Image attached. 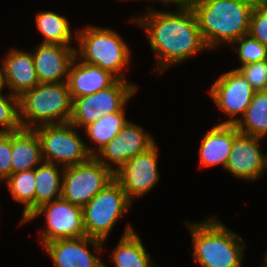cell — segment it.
<instances>
[{
	"mask_svg": "<svg viewBox=\"0 0 267 267\" xmlns=\"http://www.w3.org/2000/svg\"><path fill=\"white\" fill-rule=\"evenodd\" d=\"M4 86L20 97L39 84L32 52L12 49L2 58Z\"/></svg>",
	"mask_w": 267,
	"mask_h": 267,
	"instance_id": "e0dca14e",
	"label": "cell"
},
{
	"mask_svg": "<svg viewBox=\"0 0 267 267\" xmlns=\"http://www.w3.org/2000/svg\"><path fill=\"white\" fill-rule=\"evenodd\" d=\"M125 110L102 116L96 122L86 126L84 131L88 138L97 145L96 154L109 143L129 121Z\"/></svg>",
	"mask_w": 267,
	"mask_h": 267,
	"instance_id": "484cf974",
	"label": "cell"
},
{
	"mask_svg": "<svg viewBox=\"0 0 267 267\" xmlns=\"http://www.w3.org/2000/svg\"><path fill=\"white\" fill-rule=\"evenodd\" d=\"M248 34L267 45V13L257 3L251 12Z\"/></svg>",
	"mask_w": 267,
	"mask_h": 267,
	"instance_id": "f546056e",
	"label": "cell"
},
{
	"mask_svg": "<svg viewBox=\"0 0 267 267\" xmlns=\"http://www.w3.org/2000/svg\"><path fill=\"white\" fill-rule=\"evenodd\" d=\"M138 87L127 80L118 79L112 86L91 95L75 98L70 123L85 128L106 116L125 109V105L137 92Z\"/></svg>",
	"mask_w": 267,
	"mask_h": 267,
	"instance_id": "ba28073f",
	"label": "cell"
},
{
	"mask_svg": "<svg viewBox=\"0 0 267 267\" xmlns=\"http://www.w3.org/2000/svg\"><path fill=\"white\" fill-rule=\"evenodd\" d=\"M193 241V257L201 267H242L245 243L217 218L186 222Z\"/></svg>",
	"mask_w": 267,
	"mask_h": 267,
	"instance_id": "3957f363",
	"label": "cell"
},
{
	"mask_svg": "<svg viewBox=\"0 0 267 267\" xmlns=\"http://www.w3.org/2000/svg\"><path fill=\"white\" fill-rule=\"evenodd\" d=\"M157 155V146L154 143L114 172V179L121 185L131 202L139 196H144L157 184L160 178Z\"/></svg>",
	"mask_w": 267,
	"mask_h": 267,
	"instance_id": "7c38bea8",
	"label": "cell"
},
{
	"mask_svg": "<svg viewBox=\"0 0 267 267\" xmlns=\"http://www.w3.org/2000/svg\"><path fill=\"white\" fill-rule=\"evenodd\" d=\"M12 173L35 169L43 162L39 136L34 129L11 132Z\"/></svg>",
	"mask_w": 267,
	"mask_h": 267,
	"instance_id": "ffe728a7",
	"label": "cell"
},
{
	"mask_svg": "<svg viewBox=\"0 0 267 267\" xmlns=\"http://www.w3.org/2000/svg\"><path fill=\"white\" fill-rule=\"evenodd\" d=\"M154 143V139L146 131H143L141 126L128 121L119 134L107 143L95 157L115 172L131 158L146 151ZM112 163L116 166L113 167Z\"/></svg>",
	"mask_w": 267,
	"mask_h": 267,
	"instance_id": "4fadbf2b",
	"label": "cell"
},
{
	"mask_svg": "<svg viewBox=\"0 0 267 267\" xmlns=\"http://www.w3.org/2000/svg\"><path fill=\"white\" fill-rule=\"evenodd\" d=\"M57 166L43 161L35 168V210L62 197L63 169Z\"/></svg>",
	"mask_w": 267,
	"mask_h": 267,
	"instance_id": "7402d4cb",
	"label": "cell"
},
{
	"mask_svg": "<svg viewBox=\"0 0 267 267\" xmlns=\"http://www.w3.org/2000/svg\"><path fill=\"white\" fill-rule=\"evenodd\" d=\"M70 122L41 125L34 130L39 136L44 162L74 166L96 155V149L89 147ZM92 148V149H91Z\"/></svg>",
	"mask_w": 267,
	"mask_h": 267,
	"instance_id": "8992f818",
	"label": "cell"
},
{
	"mask_svg": "<svg viewBox=\"0 0 267 267\" xmlns=\"http://www.w3.org/2000/svg\"><path fill=\"white\" fill-rule=\"evenodd\" d=\"M103 241L84 236L73 239H58L43 246L54 267H107L87 246L92 245L96 253L103 249Z\"/></svg>",
	"mask_w": 267,
	"mask_h": 267,
	"instance_id": "9a60e30c",
	"label": "cell"
},
{
	"mask_svg": "<svg viewBox=\"0 0 267 267\" xmlns=\"http://www.w3.org/2000/svg\"><path fill=\"white\" fill-rule=\"evenodd\" d=\"M238 131L252 136H267V91H256L243 117L235 124Z\"/></svg>",
	"mask_w": 267,
	"mask_h": 267,
	"instance_id": "603a6c76",
	"label": "cell"
},
{
	"mask_svg": "<svg viewBox=\"0 0 267 267\" xmlns=\"http://www.w3.org/2000/svg\"><path fill=\"white\" fill-rule=\"evenodd\" d=\"M72 104L66 82L39 83L19 97L21 127L34 129L46 124L70 122Z\"/></svg>",
	"mask_w": 267,
	"mask_h": 267,
	"instance_id": "277c9868",
	"label": "cell"
},
{
	"mask_svg": "<svg viewBox=\"0 0 267 267\" xmlns=\"http://www.w3.org/2000/svg\"><path fill=\"white\" fill-rule=\"evenodd\" d=\"M237 69L255 91H267V60L249 63Z\"/></svg>",
	"mask_w": 267,
	"mask_h": 267,
	"instance_id": "f1b7e54d",
	"label": "cell"
},
{
	"mask_svg": "<svg viewBox=\"0 0 267 267\" xmlns=\"http://www.w3.org/2000/svg\"><path fill=\"white\" fill-rule=\"evenodd\" d=\"M257 0H199L194 8L199 29L209 50L232 44L248 34Z\"/></svg>",
	"mask_w": 267,
	"mask_h": 267,
	"instance_id": "7a4b0ae2",
	"label": "cell"
},
{
	"mask_svg": "<svg viewBox=\"0 0 267 267\" xmlns=\"http://www.w3.org/2000/svg\"><path fill=\"white\" fill-rule=\"evenodd\" d=\"M75 56L67 75V86L72 101L75 98L91 95L100 90L112 86L118 78L99 66L85 63L81 60L77 63Z\"/></svg>",
	"mask_w": 267,
	"mask_h": 267,
	"instance_id": "ac0fdd59",
	"label": "cell"
},
{
	"mask_svg": "<svg viewBox=\"0 0 267 267\" xmlns=\"http://www.w3.org/2000/svg\"><path fill=\"white\" fill-rule=\"evenodd\" d=\"M131 21L144 28L150 48L157 59L158 74L171 65L182 63L195 54L209 50L201 35L194 10L174 12L149 8L144 17Z\"/></svg>",
	"mask_w": 267,
	"mask_h": 267,
	"instance_id": "6da1fadb",
	"label": "cell"
},
{
	"mask_svg": "<svg viewBox=\"0 0 267 267\" xmlns=\"http://www.w3.org/2000/svg\"><path fill=\"white\" fill-rule=\"evenodd\" d=\"M45 215L47 227L39 233L44 245L58 239H73L86 236L82 207L64 200L62 197L37 208L24 222Z\"/></svg>",
	"mask_w": 267,
	"mask_h": 267,
	"instance_id": "30bf717a",
	"label": "cell"
},
{
	"mask_svg": "<svg viewBox=\"0 0 267 267\" xmlns=\"http://www.w3.org/2000/svg\"><path fill=\"white\" fill-rule=\"evenodd\" d=\"M156 1H160L163 4H168V3L175 4L177 5L178 10H194L199 0H156Z\"/></svg>",
	"mask_w": 267,
	"mask_h": 267,
	"instance_id": "1f68e13d",
	"label": "cell"
},
{
	"mask_svg": "<svg viewBox=\"0 0 267 267\" xmlns=\"http://www.w3.org/2000/svg\"><path fill=\"white\" fill-rule=\"evenodd\" d=\"M113 180L114 171L91 156L85 162L63 168L62 198L83 207Z\"/></svg>",
	"mask_w": 267,
	"mask_h": 267,
	"instance_id": "9c48e42d",
	"label": "cell"
},
{
	"mask_svg": "<svg viewBox=\"0 0 267 267\" xmlns=\"http://www.w3.org/2000/svg\"><path fill=\"white\" fill-rule=\"evenodd\" d=\"M13 199L25 207L20 224L35 211V169L12 173L6 180Z\"/></svg>",
	"mask_w": 267,
	"mask_h": 267,
	"instance_id": "d4e9b609",
	"label": "cell"
},
{
	"mask_svg": "<svg viewBox=\"0 0 267 267\" xmlns=\"http://www.w3.org/2000/svg\"><path fill=\"white\" fill-rule=\"evenodd\" d=\"M35 23L43 35L42 43L71 46L73 35L66 17L53 11H42L36 14Z\"/></svg>",
	"mask_w": 267,
	"mask_h": 267,
	"instance_id": "cb8c5ba5",
	"label": "cell"
},
{
	"mask_svg": "<svg viewBox=\"0 0 267 267\" xmlns=\"http://www.w3.org/2000/svg\"><path fill=\"white\" fill-rule=\"evenodd\" d=\"M257 4L267 13V0H257Z\"/></svg>",
	"mask_w": 267,
	"mask_h": 267,
	"instance_id": "d6a6232c",
	"label": "cell"
},
{
	"mask_svg": "<svg viewBox=\"0 0 267 267\" xmlns=\"http://www.w3.org/2000/svg\"><path fill=\"white\" fill-rule=\"evenodd\" d=\"M110 256L115 267H157L146 252L140 236L129 225Z\"/></svg>",
	"mask_w": 267,
	"mask_h": 267,
	"instance_id": "44dd1931",
	"label": "cell"
},
{
	"mask_svg": "<svg viewBox=\"0 0 267 267\" xmlns=\"http://www.w3.org/2000/svg\"><path fill=\"white\" fill-rule=\"evenodd\" d=\"M131 204L121 185L114 179L82 207L86 236L106 242L110 231Z\"/></svg>",
	"mask_w": 267,
	"mask_h": 267,
	"instance_id": "52a82bcc",
	"label": "cell"
},
{
	"mask_svg": "<svg viewBox=\"0 0 267 267\" xmlns=\"http://www.w3.org/2000/svg\"><path fill=\"white\" fill-rule=\"evenodd\" d=\"M32 53L39 83L66 82L75 58V48L61 44L41 43Z\"/></svg>",
	"mask_w": 267,
	"mask_h": 267,
	"instance_id": "2e32d148",
	"label": "cell"
},
{
	"mask_svg": "<svg viewBox=\"0 0 267 267\" xmlns=\"http://www.w3.org/2000/svg\"><path fill=\"white\" fill-rule=\"evenodd\" d=\"M238 132L235 125L220 123L207 131L199 149L200 167L221 165L224 169Z\"/></svg>",
	"mask_w": 267,
	"mask_h": 267,
	"instance_id": "d6986e66",
	"label": "cell"
},
{
	"mask_svg": "<svg viewBox=\"0 0 267 267\" xmlns=\"http://www.w3.org/2000/svg\"><path fill=\"white\" fill-rule=\"evenodd\" d=\"M0 133H10L20 130L19 97L13 94H2L0 91Z\"/></svg>",
	"mask_w": 267,
	"mask_h": 267,
	"instance_id": "4316f807",
	"label": "cell"
},
{
	"mask_svg": "<svg viewBox=\"0 0 267 267\" xmlns=\"http://www.w3.org/2000/svg\"><path fill=\"white\" fill-rule=\"evenodd\" d=\"M263 138L238 132L233 140L225 170L231 175L246 180H257L267 168V155L260 148Z\"/></svg>",
	"mask_w": 267,
	"mask_h": 267,
	"instance_id": "5bb4252c",
	"label": "cell"
},
{
	"mask_svg": "<svg viewBox=\"0 0 267 267\" xmlns=\"http://www.w3.org/2000/svg\"><path fill=\"white\" fill-rule=\"evenodd\" d=\"M232 45L236 47L241 66L267 60V45L262 44L249 34L235 40Z\"/></svg>",
	"mask_w": 267,
	"mask_h": 267,
	"instance_id": "83f0119b",
	"label": "cell"
},
{
	"mask_svg": "<svg viewBox=\"0 0 267 267\" xmlns=\"http://www.w3.org/2000/svg\"><path fill=\"white\" fill-rule=\"evenodd\" d=\"M5 88L4 86V80H3V67L0 68V91H2Z\"/></svg>",
	"mask_w": 267,
	"mask_h": 267,
	"instance_id": "836d02e7",
	"label": "cell"
},
{
	"mask_svg": "<svg viewBox=\"0 0 267 267\" xmlns=\"http://www.w3.org/2000/svg\"><path fill=\"white\" fill-rule=\"evenodd\" d=\"M11 154V132L0 133V181L12 174Z\"/></svg>",
	"mask_w": 267,
	"mask_h": 267,
	"instance_id": "4dcf8cb0",
	"label": "cell"
},
{
	"mask_svg": "<svg viewBox=\"0 0 267 267\" xmlns=\"http://www.w3.org/2000/svg\"><path fill=\"white\" fill-rule=\"evenodd\" d=\"M255 89L237 69L222 74L209 89L211 99L230 118L220 124L235 125L239 114L244 116Z\"/></svg>",
	"mask_w": 267,
	"mask_h": 267,
	"instance_id": "8fae6325",
	"label": "cell"
},
{
	"mask_svg": "<svg viewBox=\"0 0 267 267\" xmlns=\"http://www.w3.org/2000/svg\"><path fill=\"white\" fill-rule=\"evenodd\" d=\"M79 43L75 49L77 60L99 66L115 75L118 79L126 80L124 67L130 60V49L120 34L111 28H101L88 25L84 29L76 30Z\"/></svg>",
	"mask_w": 267,
	"mask_h": 267,
	"instance_id": "5b68a950",
	"label": "cell"
}]
</instances>
